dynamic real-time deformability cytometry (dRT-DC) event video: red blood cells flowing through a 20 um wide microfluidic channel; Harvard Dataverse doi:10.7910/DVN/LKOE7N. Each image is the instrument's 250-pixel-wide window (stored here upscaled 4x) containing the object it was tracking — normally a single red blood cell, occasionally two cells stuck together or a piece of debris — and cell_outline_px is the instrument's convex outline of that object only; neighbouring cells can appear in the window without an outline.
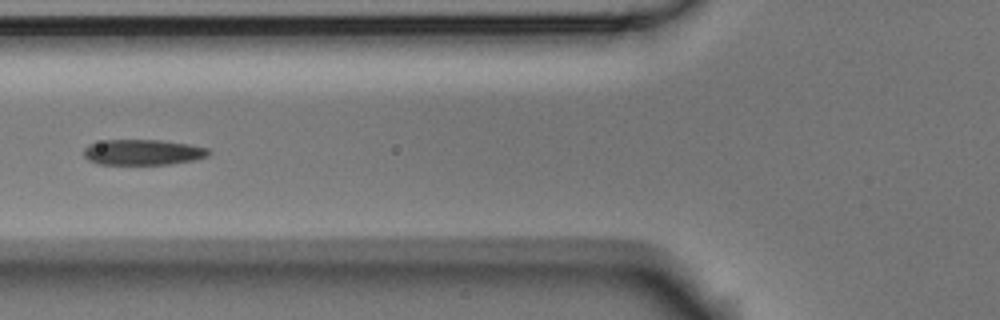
{"species": "Egyptian fruit bat (a non-hibernating species)", "species_latin": "Rousettus aegyptiacus", "temperature_condition": "room temperature", "stored_images_in_passage": 5, "camera_frame_rate_fps": 3000, "um_per_image_px": 0.085, "animal": {"sex": "male"}, "frame": {"image": 1, "passage_image": 5, "time_ms": 1.333, "image_size_px": [1000, 320], "cell_outline_px": [[212, 152], [208, 156], [196, 160], [168, 164], [100, 164], [88, 160], [84, 156], [84, 148], [88, 144], [104, 140], [160, 140], [188, 144], [208, 148]], "centroid_in_image_um": [12.16, 12.94], "position_along_channel_um": 113.6, "area_um2": 18.67}}